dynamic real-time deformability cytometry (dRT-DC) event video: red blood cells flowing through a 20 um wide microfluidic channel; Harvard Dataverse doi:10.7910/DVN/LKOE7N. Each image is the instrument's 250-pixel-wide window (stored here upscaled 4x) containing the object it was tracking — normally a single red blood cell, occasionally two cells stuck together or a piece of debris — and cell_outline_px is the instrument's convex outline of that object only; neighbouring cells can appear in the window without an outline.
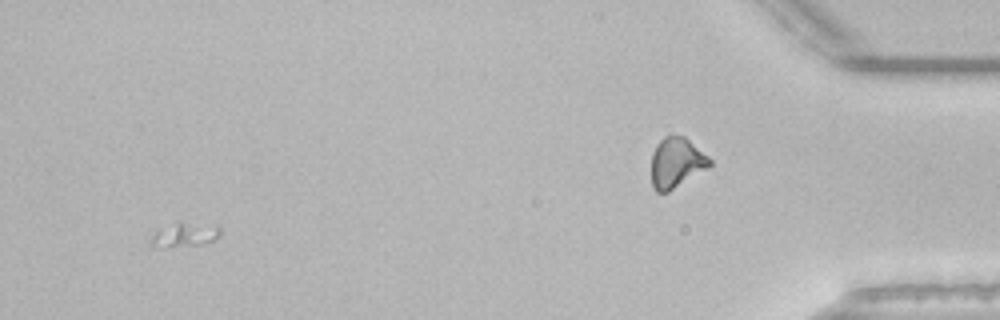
{"species": "common noctule bat (a hibernating species)", "species_latin": "Nyctalus noctula", "temperature_condition": "room temperature", "stored_images_in_passage": 51, "segment_of_instrument_passage": [1, 2], "camera_frame_rate_fps": 3000, "um_per_image_px": 0.085, "animal": {"sex": "male", "body_mass_g": 21.5, "forearm_length_mm": 52.0}, "frame": {"image": 1, "passage_image": 48, "time_ms": 15.667, "image_size_px": [1000, 320], "cell_outline_px": [[220, 236], [216, 240], [200, 244], [164, 248], [152, 248], [152, 236], [156, 232], [176, 220], [180, 220], [220, 224]], "centroid_in_image_um": [15.77, 19.91], "position_along_channel_um": 419.4, "area_um2": 10.4}}